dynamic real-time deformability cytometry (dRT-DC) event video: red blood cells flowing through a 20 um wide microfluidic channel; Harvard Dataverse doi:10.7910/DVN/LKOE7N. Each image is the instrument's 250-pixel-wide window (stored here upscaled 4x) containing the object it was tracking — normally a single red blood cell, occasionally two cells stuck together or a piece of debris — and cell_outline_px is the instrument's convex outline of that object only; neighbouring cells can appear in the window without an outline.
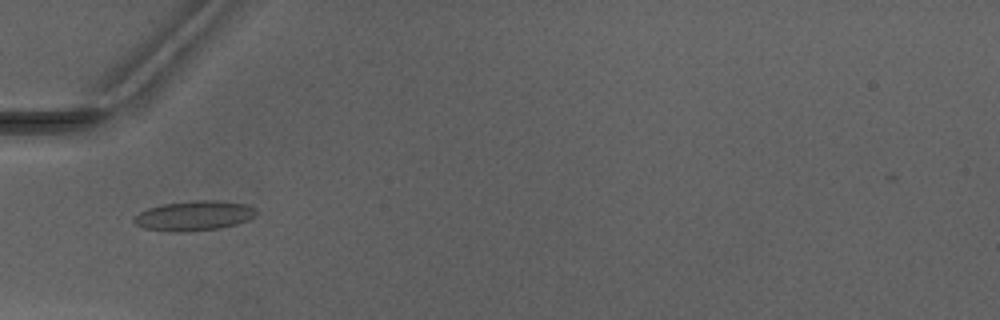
{"species": "Egyptian fruit bat (a non-hibernating species)", "species_latin": "Rousettus aegyptiacus", "temperature_condition": "warm", "stored_images_in_passage": 6, "camera_frame_rate_fps": 3000, "um_per_image_px": 0.085, "animal": {"sex": "male"}, "frame": {"image": 1, "passage_image": 5, "time_ms": 5.0, "image_size_px": [1000, 320], "cell_outline_px": [[256, 216], [248, 220], [236, 224], [220, 228], [180, 232], [168, 232], [144, 228], [136, 224], [132, 220], [140, 212], [148, 208], [164, 204], [188, 200], [220, 200], [248, 204], [256, 208]], "centroid_in_image_um": [16.53, 18.32], "position_along_channel_um": 68.5, "area_um2": 21.44}}